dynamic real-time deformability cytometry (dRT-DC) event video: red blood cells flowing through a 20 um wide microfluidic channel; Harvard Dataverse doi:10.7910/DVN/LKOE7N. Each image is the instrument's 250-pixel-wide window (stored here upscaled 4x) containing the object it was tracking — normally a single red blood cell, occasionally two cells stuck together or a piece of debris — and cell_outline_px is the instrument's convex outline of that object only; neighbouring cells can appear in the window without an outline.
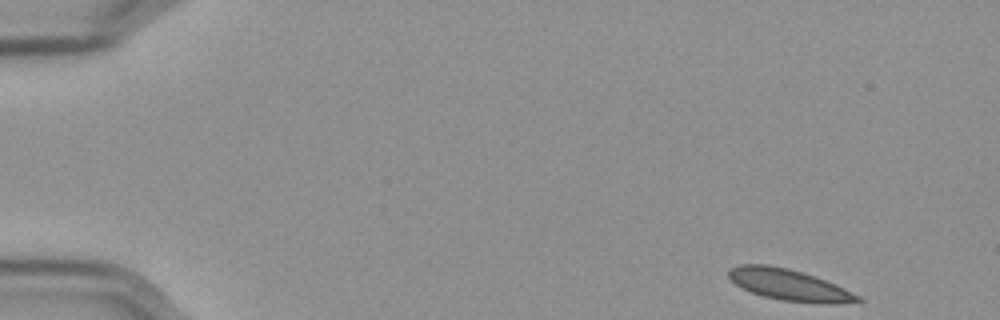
{"species": "Egyptian fruit bat (a non-hibernating species)", "species_latin": "Rousettus aegyptiacus", "temperature_condition": "cold", "stored_images_in_passage": 53, "camera_frame_rate_fps": 3000, "um_per_image_px": 0.085, "frame": {"image": 1, "passage_image": 1, "time_ms": 0.0, "image_size_px": [1000, 320], "cell_outline_px": [[864, 300], [836, 304], [820, 304], [780, 300], [764, 296], [752, 292], [736, 284], [728, 276], [728, 272], [732, 268], [740, 264], [768, 264], [788, 268], [836, 284], [860, 296]], "centroid_in_image_um": [67.1, 24.22], "position_along_channel_um": 17.9, "area_um2": 23.29}}
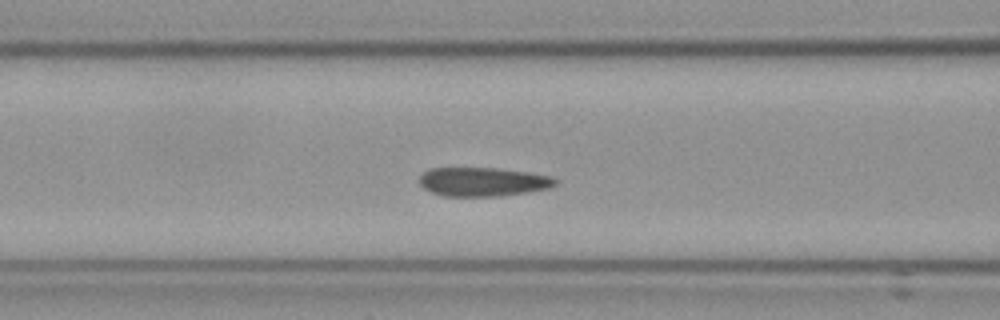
{"frame": {"image": 2, "passage_image": 20, "time_ms": 6.333, "image_size_px": [1000, 320], "cell_outline_px": [[556, 184], [548, 188], [500, 196], [444, 196], [432, 192], [424, 188], [420, 184], [420, 176], [428, 168], [496, 168], [528, 172], [552, 176], [556, 180]], "centroid_in_image_um": [41.02, 15.44], "position_along_channel_um": 125.6, "area_um2": 22.72}}
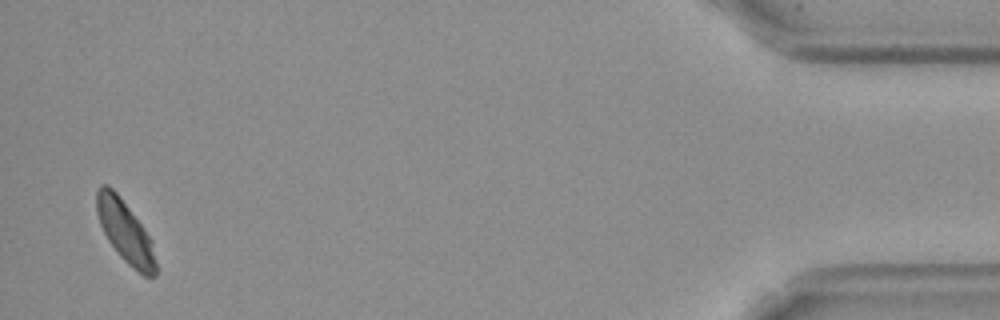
{"frame": {"image": 3, "passage_image": 52, "time_ms": 17.0, "image_size_px": [1000, 320], "cell_outline_px": [[156, 276], [144, 276], [132, 268], [120, 256], [108, 240], [100, 224], [96, 212], [96, 192], [100, 184], [108, 184], [116, 192], [152, 240], [156, 264]], "centroid_in_image_um": [10.62, 19.69], "position_along_channel_um": 424.6, "area_um2": 21.04}, "authors_computed_cell_mechanics": {"area_um2": 22.7732, "velocity_mm_per_s": 3.53, "shape_relaxation_time_tau1_ms": null, "shape_relaxation_time_tau2_ms": 0.8369, "deformation_change_tau1": null, "deformation_change_tau2": 0.0437}}